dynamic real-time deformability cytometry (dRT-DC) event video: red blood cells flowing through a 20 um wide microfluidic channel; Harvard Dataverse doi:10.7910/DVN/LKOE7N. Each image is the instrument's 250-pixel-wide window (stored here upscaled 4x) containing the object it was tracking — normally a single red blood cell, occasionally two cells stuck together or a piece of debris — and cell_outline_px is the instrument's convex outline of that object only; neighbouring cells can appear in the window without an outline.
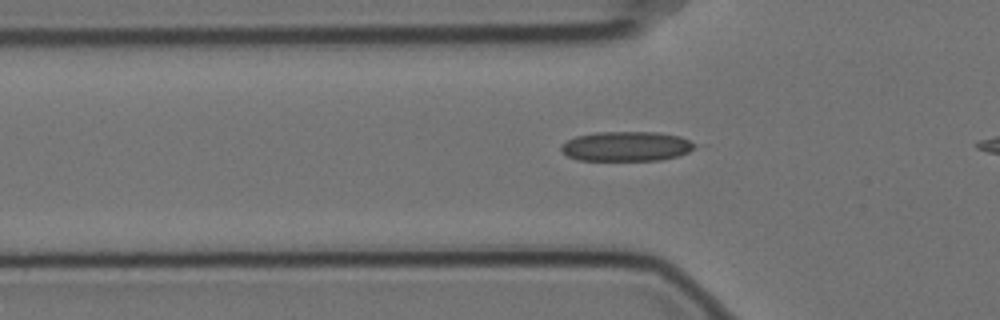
{"species": "Egyptian fruit bat (a non-hibernating species)", "species_latin": "Rousettus aegyptiacus", "temperature_condition": "cold", "stored_images_in_passage": 36, "camera_frame_rate_fps": 3000, "um_per_image_px": 0.085, "animal": {"sex": "female"}, "frame": {"image": 1, "passage_image": 4, "time_ms": 1.0, "image_size_px": [1000, 320], "cell_outline_px": [[696, 148], [680, 156], [660, 160], [576, 160], [568, 156], [560, 148], [560, 144], [576, 136], [596, 132], [660, 132], [680, 136], [696, 144]], "centroid_in_image_um": [53.26, 12.43], "position_along_channel_um": 72.5, "area_um2": 23.29}}
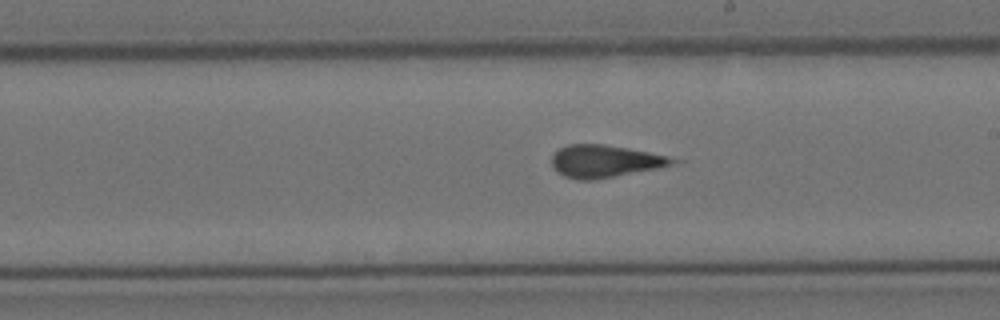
{"frame": {"image": 2, "passage_image": 18, "time_ms": 5.667, "image_size_px": [1000, 320], "cell_outline_px": [[684, 160], [672, 164], [656, 168], [592, 180], [576, 180], [564, 176], [556, 172], [552, 164], [552, 152], [568, 144], [604, 144], [628, 148], [668, 156]], "centroid_in_image_um": [51.38, 13.69], "position_along_channel_um": 237.6, "area_um2": 22.77}}
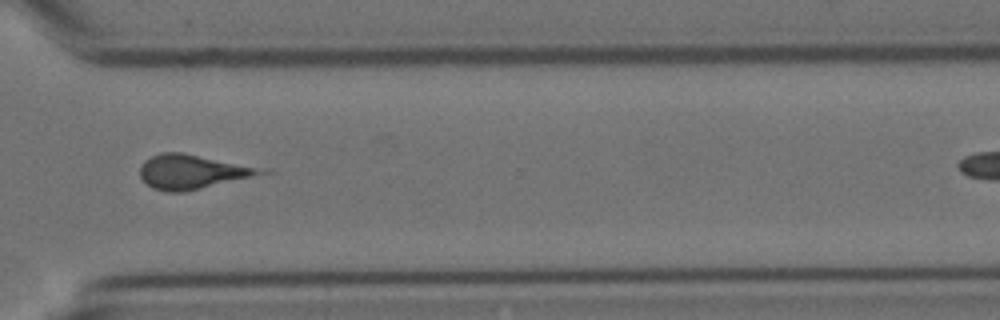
{"frame": {"image": 3, "passage_image": 28, "time_ms": 9.0, "image_size_px": [1000, 320], "cell_outline_px": [[272, 172], [184, 192], [164, 192], [152, 188], [140, 176], [140, 164], [144, 160], [160, 152], [180, 152], [272, 168]], "centroid_in_image_um": [16.43, 14.58], "position_along_channel_um": 354.2, "area_um2": 24.68}, "authors_computed_cell_mechanics": {"area_um2": 22.7154, "velocity_mm_per_s": 3.5082, "shape_relaxation_time_tau1_ms": 6.1269, "shape_relaxation_time_tau2_ms": 2.065, "deformation_change_tau1": 0.1163, "deformation_change_tau2": 0.1342}}